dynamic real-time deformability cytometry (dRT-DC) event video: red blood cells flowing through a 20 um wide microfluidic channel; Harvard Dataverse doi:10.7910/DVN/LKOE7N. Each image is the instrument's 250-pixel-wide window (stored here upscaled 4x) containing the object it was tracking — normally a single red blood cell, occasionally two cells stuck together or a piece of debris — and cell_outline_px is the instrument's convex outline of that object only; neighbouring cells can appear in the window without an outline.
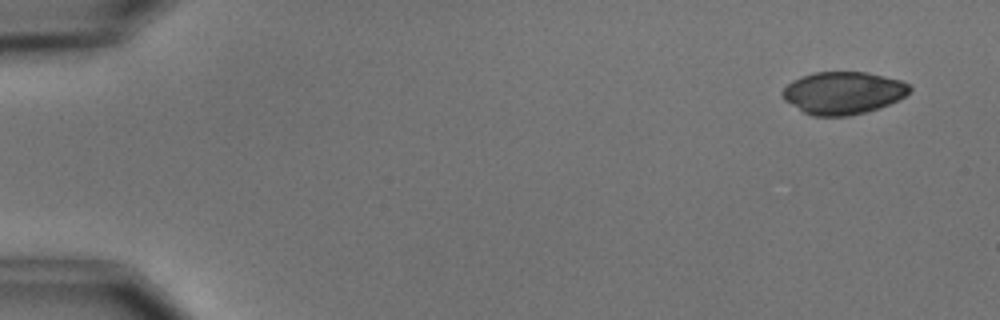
{"species": "common noctule bat (a hibernating species)", "species_latin": "Nyctalus noctula", "temperature_condition": "cold", "stored_images_in_passage": 4, "camera_frame_rate_fps": 3000, "um_per_image_px": 0.085, "animal": {"sex": "male", "body_mass_g": 15.6}, "frame": {"image": 1, "passage_image": 1, "time_ms": 0.0, "image_size_px": [1000, 320], "cell_outline_px": [[912, 88], [900, 100], [880, 108], [848, 116], [812, 116], [804, 112], [784, 100], [780, 96], [780, 92], [792, 80], [816, 72], [868, 72], [900, 80], [908, 84]], "centroid_in_image_um": [71.66, 7.9], "position_along_channel_um": 13.3, "area_um2": 31.5}}